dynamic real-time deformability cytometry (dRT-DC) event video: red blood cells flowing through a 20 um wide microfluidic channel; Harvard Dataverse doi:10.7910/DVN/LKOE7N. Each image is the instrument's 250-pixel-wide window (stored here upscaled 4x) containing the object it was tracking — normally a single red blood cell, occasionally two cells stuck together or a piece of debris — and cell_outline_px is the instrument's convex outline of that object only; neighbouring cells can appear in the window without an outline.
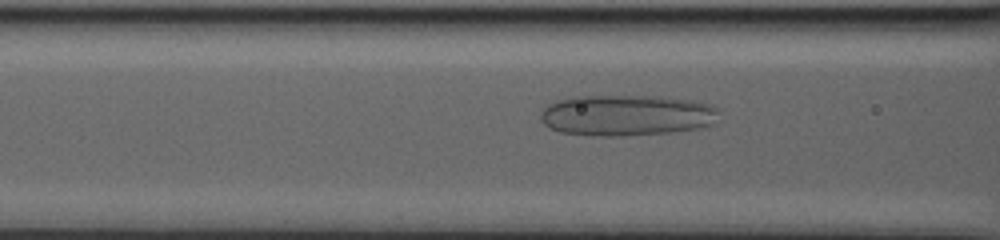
{"species": "human", "species_latin": "Homo sapiens", "temperature_condition": "warm", "stored_images_in_passage": 75, "camera_frame_rate_fps": 3000, "um_per_image_px": 0.085, "donor": {"sex": "male"}, "frame": {"image": 1, "passage_image": 19, "time_ms": 6.0, "image_size_px": [1000, 240], "cell_outline_px": [[716, 112], [712, 124], [696, 128], [668, 132], [620, 136], [600, 136], [560, 132], [548, 128], [540, 120], [540, 112], [548, 104], [572, 96], [652, 96], [684, 100], [708, 104], [716, 108]], "centroid_in_image_um": [53.13, 9.8], "position_along_channel_um": 113.5, "area_um2": 42.02}}
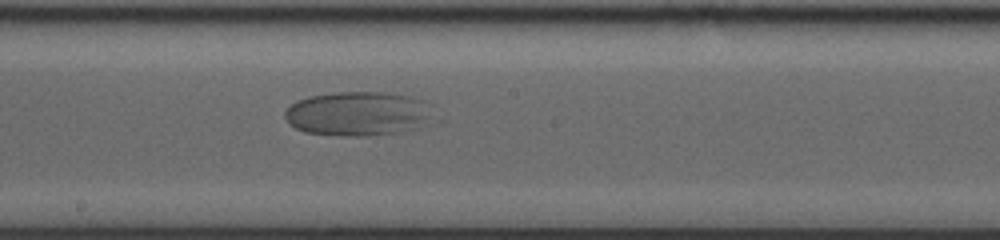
{"frame": {"image": 2, "passage_image": 34, "time_ms": 11.0, "image_size_px": [1000, 240], "cell_outline_px": [[424, 116], [416, 128], [396, 132], [368, 136], [340, 136], [304, 132], [288, 124], [284, 116], [284, 112], [296, 100], [308, 96], [336, 92], [384, 92], [412, 96], [420, 100]], "centroid_in_image_um": [30.18, 9.66], "position_along_channel_um": 218.0, "area_um2": 37.17}}
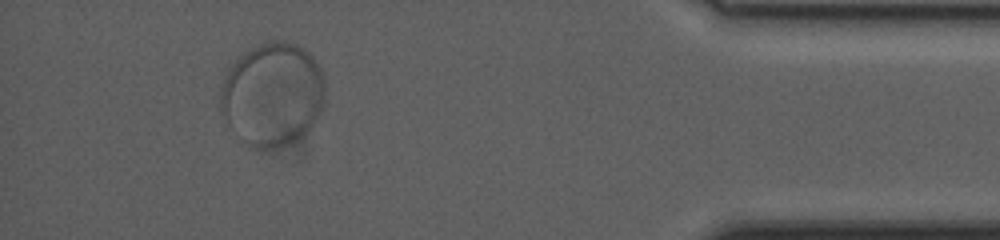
{"frame": {"image": 3, "passage_image": 68, "time_ms": 22.333, "image_size_px": [1000, 240], "cell_outline_px": [[324, 104], [316, 120], [308, 132], [296, 140], [280, 148], [252, 148], [228, 124], [220, 112], [220, 88], [232, 64], [248, 48], [268, 40], [284, 40], [296, 44], [304, 48], [312, 56], [324, 72]], "centroid_in_image_um": [23.18, 8.0], "position_along_channel_um": 412.0, "area_um2": 63.64}}